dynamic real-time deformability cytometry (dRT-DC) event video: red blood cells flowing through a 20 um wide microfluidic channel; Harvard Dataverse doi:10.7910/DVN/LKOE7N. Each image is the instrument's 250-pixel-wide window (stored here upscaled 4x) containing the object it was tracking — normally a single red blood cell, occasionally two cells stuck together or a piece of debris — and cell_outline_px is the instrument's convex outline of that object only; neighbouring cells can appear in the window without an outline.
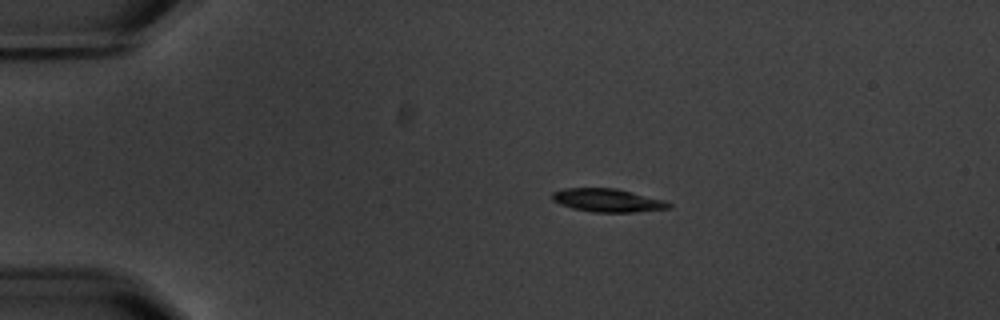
{"species": "common noctule bat (a hibernating species)", "species_latin": "Nyctalus noctula", "temperature_condition": "warm", "stored_images_in_passage": 7, "camera_frame_rate_fps": 3000, "um_per_image_px": 0.085, "animal": {"sex": "male", "body_mass_g": 20.1, "forearm_length_mm": 53.5}, "frame": {"image": 1, "passage_image": 4, "time_ms": 3.667, "image_size_px": [1000, 320], "cell_outline_px": [[672, 208], [632, 212], [592, 212], [572, 208], [560, 204], [552, 200], [552, 192], [564, 188], [616, 188], [664, 200], [672, 204]], "centroid_in_image_um": [51.64, 17.02], "position_along_channel_um": 33.4, "area_um2": 15.78}}
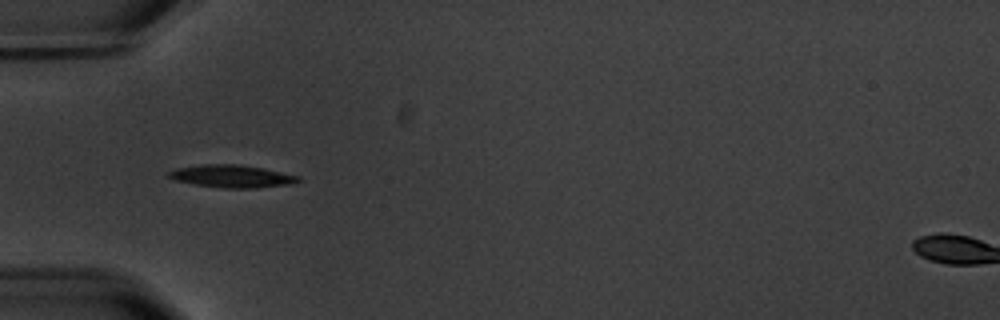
{"frame": {"image": 2, "passage_image": 6, "time_ms": 6.0, "image_size_px": [1000, 320], "cell_outline_px": [[300, 180], [292, 184], [252, 188], [224, 188], [196, 184], [176, 180], [168, 176], [168, 172], [176, 168], [204, 164], [240, 164], [264, 168], [300, 176]], "centroid_in_image_um": [19.74, 14.97], "position_along_channel_um": 65.3, "area_um2": 16.94}}
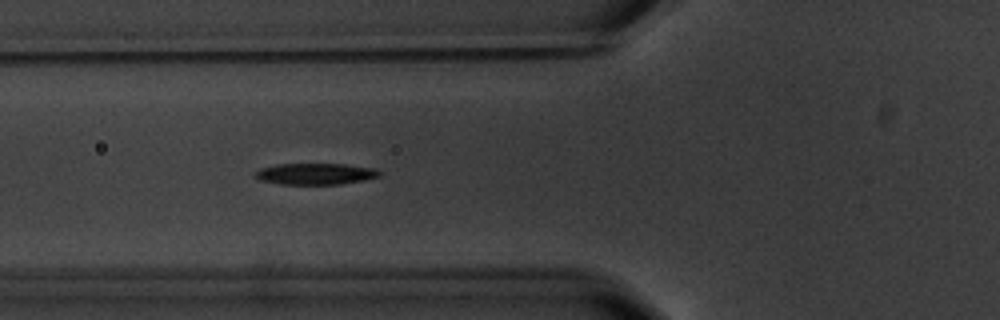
{"frame": {"image": 3, "passage_image": 7, "time_ms": 7.0, "image_size_px": [1000, 320], "cell_outline_px": [[380, 176], [364, 180], [340, 184], [280, 184], [260, 180], [256, 176], [256, 172], [260, 168], [276, 164], [344, 164], [376, 168], [380, 172]], "centroid_in_image_um": [26.83, 14.77], "position_along_channel_um": 99.0, "area_um2": 15.37}}